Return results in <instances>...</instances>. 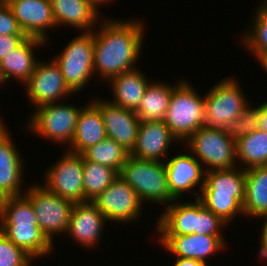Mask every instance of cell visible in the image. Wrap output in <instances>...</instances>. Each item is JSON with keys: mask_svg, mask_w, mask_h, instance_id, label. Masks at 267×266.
Segmentation results:
<instances>
[{"mask_svg": "<svg viewBox=\"0 0 267 266\" xmlns=\"http://www.w3.org/2000/svg\"><path fill=\"white\" fill-rule=\"evenodd\" d=\"M94 30V75L110 80L123 72L137 68L144 41L141 20L104 19Z\"/></svg>", "mask_w": 267, "mask_h": 266, "instance_id": "cell-1", "label": "cell"}, {"mask_svg": "<svg viewBox=\"0 0 267 266\" xmlns=\"http://www.w3.org/2000/svg\"><path fill=\"white\" fill-rule=\"evenodd\" d=\"M245 169H220L205 171L204 185L198 193L193 191L195 199L227 224L240 213L244 215Z\"/></svg>", "mask_w": 267, "mask_h": 266, "instance_id": "cell-2", "label": "cell"}, {"mask_svg": "<svg viewBox=\"0 0 267 266\" xmlns=\"http://www.w3.org/2000/svg\"><path fill=\"white\" fill-rule=\"evenodd\" d=\"M205 96H200L186 80L176 82L164 119L172 135L185 141L199 128L205 126Z\"/></svg>", "mask_w": 267, "mask_h": 266, "instance_id": "cell-3", "label": "cell"}, {"mask_svg": "<svg viewBox=\"0 0 267 266\" xmlns=\"http://www.w3.org/2000/svg\"><path fill=\"white\" fill-rule=\"evenodd\" d=\"M119 177L135 190L142 203L148 201L167 207L175 200L168 188L164 161L140 160L129 156L119 171Z\"/></svg>", "mask_w": 267, "mask_h": 266, "instance_id": "cell-4", "label": "cell"}, {"mask_svg": "<svg viewBox=\"0 0 267 266\" xmlns=\"http://www.w3.org/2000/svg\"><path fill=\"white\" fill-rule=\"evenodd\" d=\"M207 170L232 169L237 167L236 140L222 128L202 126L183 144Z\"/></svg>", "mask_w": 267, "mask_h": 266, "instance_id": "cell-5", "label": "cell"}, {"mask_svg": "<svg viewBox=\"0 0 267 266\" xmlns=\"http://www.w3.org/2000/svg\"><path fill=\"white\" fill-rule=\"evenodd\" d=\"M81 108L60 102L42 105L35 108L26 128L41 138L69 146L75 134Z\"/></svg>", "mask_w": 267, "mask_h": 266, "instance_id": "cell-6", "label": "cell"}, {"mask_svg": "<svg viewBox=\"0 0 267 266\" xmlns=\"http://www.w3.org/2000/svg\"><path fill=\"white\" fill-rule=\"evenodd\" d=\"M53 60L69 88L74 93L83 90L94 74V30L81 32Z\"/></svg>", "mask_w": 267, "mask_h": 266, "instance_id": "cell-7", "label": "cell"}, {"mask_svg": "<svg viewBox=\"0 0 267 266\" xmlns=\"http://www.w3.org/2000/svg\"><path fill=\"white\" fill-rule=\"evenodd\" d=\"M26 190L24 195L34 207L40 230L53 244L55 234L66 233L75 203L51 192L43 184L32 183Z\"/></svg>", "mask_w": 267, "mask_h": 266, "instance_id": "cell-8", "label": "cell"}, {"mask_svg": "<svg viewBox=\"0 0 267 266\" xmlns=\"http://www.w3.org/2000/svg\"><path fill=\"white\" fill-rule=\"evenodd\" d=\"M229 77L219 81L205 95V126L224 128L228 122L240 116L250 103L243 94L239 82Z\"/></svg>", "mask_w": 267, "mask_h": 266, "instance_id": "cell-9", "label": "cell"}, {"mask_svg": "<svg viewBox=\"0 0 267 266\" xmlns=\"http://www.w3.org/2000/svg\"><path fill=\"white\" fill-rule=\"evenodd\" d=\"M56 164L47 167L44 186L74 203L86 202L83 188V156L66 150Z\"/></svg>", "mask_w": 267, "mask_h": 266, "instance_id": "cell-10", "label": "cell"}, {"mask_svg": "<svg viewBox=\"0 0 267 266\" xmlns=\"http://www.w3.org/2000/svg\"><path fill=\"white\" fill-rule=\"evenodd\" d=\"M31 105L38 108L45 104L57 103L74 94L64 80L60 67L52 59L49 62L38 61L34 72L24 84Z\"/></svg>", "mask_w": 267, "mask_h": 266, "instance_id": "cell-11", "label": "cell"}, {"mask_svg": "<svg viewBox=\"0 0 267 266\" xmlns=\"http://www.w3.org/2000/svg\"><path fill=\"white\" fill-rule=\"evenodd\" d=\"M92 202L108 221L116 223L136 221L144 205L135 190L119 176Z\"/></svg>", "mask_w": 267, "mask_h": 266, "instance_id": "cell-12", "label": "cell"}, {"mask_svg": "<svg viewBox=\"0 0 267 266\" xmlns=\"http://www.w3.org/2000/svg\"><path fill=\"white\" fill-rule=\"evenodd\" d=\"M92 102L101 113L107 137L114 139L131 153L137 142V132L141 122L136 112L114 105L106 99L98 98Z\"/></svg>", "mask_w": 267, "mask_h": 266, "instance_id": "cell-13", "label": "cell"}, {"mask_svg": "<svg viewBox=\"0 0 267 266\" xmlns=\"http://www.w3.org/2000/svg\"><path fill=\"white\" fill-rule=\"evenodd\" d=\"M10 136L0 120V199L24 194V161Z\"/></svg>", "mask_w": 267, "mask_h": 266, "instance_id": "cell-14", "label": "cell"}, {"mask_svg": "<svg viewBox=\"0 0 267 266\" xmlns=\"http://www.w3.org/2000/svg\"><path fill=\"white\" fill-rule=\"evenodd\" d=\"M106 222V217L92 201L75 203L66 234L81 247L91 249L101 240Z\"/></svg>", "mask_w": 267, "mask_h": 266, "instance_id": "cell-15", "label": "cell"}, {"mask_svg": "<svg viewBox=\"0 0 267 266\" xmlns=\"http://www.w3.org/2000/svg\"><path fill=\"white\" fill-rule=\"evenodd\" d=\"M7 4L27 37L47 42V30L56 27L50 0H10Z\"/></svg>", "mask_w": 267, "mask_h": 266, "instance_id": "cell-16", "label": "cell"}, {"mask_svg": "<svg viewBox=\"0 0 267 266\" xmlns=\"http://www.w3.org/2000/svg\"><path fill=\"white\" fill-rule=\"evenodd\" d=\"M178 140L162 121L141 120L137 132V142L130 156L140 160L163 161L168 158V150Z\"/></svg>", "mask_w": 267, "mask_h": 266, "instance_id": "cell-17", "label": "cell"}, {"mask_svg": "<svg viewBox=\"0 0 267 266\" xmlns=\"http://www.w3.org/2000/svg\"><path fill=\"white\" fill-rule=\"evenodd\" d=\"M165 160L168 188L175 199L183 197L188 191L193 193L195 187H199L201 191L205 180V168L192 154L181 153Z\"/></svg>", "mask_w": 267, "mask_h": 266, "instance_id": "cell-18", "label": "cell"}, {"mask_svg": "<svg viewBox=\"0 0 267 266\" xmlns=\"http://www.w3.org/2000/svg\"><path fill=\"white\" fill-rule=\"evenodd\" d=\"M163 249L175 257L190 258L206 262L207 257L225 249L223 235H159Z\"/></svg>", "mask_w": 267, "mask_h": 266, "instance_id": "cell-19", "label": "cell"}, {"mask_svg": "<svg viewBox=\"0 0 267 266\" xmlns=\"http://www.w3.org/2000/svg\"><path fill=\"white\" fill-rule=\"evenodd\" d=\"M46 43V41L39 38L27 37L18 47L10 51L0 61V75L5 84L11 77L25 84L39 61V58L37 59L33 54L34 48L44 46Z\"/></svg>", "mask_w": 267, "mask_h": 266, "instance_id": "cell-20", "label": "cell"}, {"mask_svg": "<svg viewBox=\"0 0 267 266\" xmlns=\"http://www.w3.org/2000/svg\"><path fill=\"white\" fill-rule=\"evenodd\" d=\"M105 138L107 133L101 113L92 101H88L79 112L75 134L67 150L82 154Z\"/></svg>", "mask_w": 267, "mask_h": 266, "instance_id": "cell-21", "label": "cell"}, {"mask_svg": "<svg viewBox=\"0 0 267 266\" xmlns=\"http://www.w3.org/2000/svg\"><path fill=\"white\" fill-rule=\"evenodd\" d=\"M56 26L70 25L83 32L93 31L99 12L88 0H50Z\"/></svg>", "mask_w": 267, "mask_h": 266, "instance_id": "cell-22", "label": "cell"}, {"mask_svg": "<svg viewBox=\"0 0 267 266\" xmlns=\"http://www.w3.org/2000/svg\"><path fill=\"white\" fill-rule=\"evenodd\" d=\"M175 199L171 204L165 207L156 221L155 228L159 235H187L195 231L197 217V199L196 202H181Z\"/></svg>", "mask_w": 267, "mask_h": 266, "instance_id": "cell-23", "label": "cell"}, {"mask_svg": "<svg viewBox=\"0 0 267 266\" xmlns=\"http://www.w3.org/2000/svg\"><path fill=\"white\" fill-rule=\"evenodd\" d=\"M113 90V100L110 102L114 105L135 110L144 96V92L150 81L138 68L123 72L114 76L109 81Z\"/></svg>", "mask_w": 267, "mask_h": 266, "instance_id": "cell-24", "label": "cell"}, {"mask_svg": "<svg viewBox=\"0 0 267 266\" xmlns=\"http://www.w3.org/2000/svg\"><path fill=\"white\" fill-rule=\"evenodd\" d=\"M245 173L244 215L267 217V165L247 168Z\"/></svg>", "mask_w": 267, "mask_h": 266, "instance_id": "cell-25", "label": "cell"}, {"mask_svg": "<svg viewBox=\"0 0 267 266\" xmlns=\"http://www.w3.org/2000/svg\"><path fill=\"white\" fill-rule=\"evenodd\" d=\"M175 86L157 80L150 82L139 106L134 110L138 117L148 121L164 120Z\"/></svg>", "mask_w": 267, "mask_h": 266, "instance_id": "cell-26", "label": "cell"}, {"mask_svg": "<svg viewBox=\"0 0 267 266\" xmlns=\"http://www.w3.org/2000/svg\"><path fill=\"white\" fill-rule=\"evenodd\" d=\"M0 232L33 259L47 256L55 248L42 233L40 227L0 226Z\"/></svg>", "mask_w": 267, "mask_h": 266, "instance_id": "cell-27", "label": "cell"}, {"mask_svg": "<svg viewBox=\"0 0 267 266\" xmlns=\"http://www.w3.org/2000/svg\"><path fill=\"white\" fill-rule=\"evenodd\" d=\"M0 226L39 227L34 207L24 194L0 199Z\"/></svg>", "mask_w": 267, "mask_h": 266, "instance_id": "cell-28", "label": "cell"}, {"mask_svg": "<svg viewBox=\"0 0 267 266\" xmlns=\"http://www.w3.org/2000/svg\"><path fill=\"white\" fill-rule=\"evenodd\" d=\"M236 156L244 169L267 165V132L257 129L237 139Z\"/></svg>", "mask_w": 267, "mask_h": 266, "instance_id": "cell-29", "label": "cell"}, {"mask_svg": "<svg viewBox=\"0 0 267 266\" xmlns=\"http://www.w3.org/2000/svg\"><path fill=\"white\" fill-rule=\"evenodd\" d=\"M119 176V173L99 163L86 160L83 157V188L84 197L92 201L105 191L109 185Z\"/></svg>", "mask_w": 267, "mask_h": 266, "instance_id": "cell-30", "label": "cell"}, {"mask_svg": "<svg viewBox=\"0 0 267 266\" xmlns=\"http://www.w3.org/2000/svg\"><path fill=\"white\" fill-rule=\"evenodd\" d=\"M81 155L86 160L106 165L119 173L121 167L130 156V153L114 139L107 137L103 141L86 149Z\"/></svg>", "mask_w": 267, "mask_h": 266, "instance_id": "cell-31", "label": "cell"}, {"mask_svg": "<svg viewBox=\"0 0 267 266\" xmlns=\"http://www.w3.org/2000/svg\"><path fill=\"white\" fill-rule=\"evenodd\" d=\"M255 11L251 28L242 35L244 48L248 49L260 61L267 56V11L258 7Z\"/></svg>", "mask_w": 267, "mask_h": 266, "instance_id": "cell-32", "label": "cell"}, {"mask_svg": "<svg viewBox=\"0 0 267 266\" xmlns=\"http://www.w3.org/2000/svg\"><path fill=\"white\" fill-rule=\"evenodd\" d=\"M261 117V105L257 107L247 106L240 116L231 122H228L223 128L225 133L232 139L237 140L250 132L259 129Z\"/></svg>", "mask_w": 267, "mask_h": 266, "instance_id": "cell-33", "label": "cell"}, {"mask_svg": "<svg viewBox=\"0 0 267 266\" xmlns=\"http://www.w3.org/2000/svg\"><path fill=\"white\" fill-rule=\"evenodd\" d=\"M227 226L219 216L213 214L197 198V217L194 234L199 235H223L222 227Z\"/></svg>", "mask_w": 267, "mask_h": 266, "instance_id": "cell-34", "label": "cell"}, {"mask_svg": "<svg viewBox=\"0 0 267 266\" xmlns=\"http://www.w3.org/2000/svg\"><path fill=\"white\" fill-rule=\"evenodd\" d=\"M34 260L0 232V266H31Z\"/></svg>", "mask_w": 267, "mask_h": 266, "instance_id": "cell-35", "label": "cell"}, {"mask_svg": "<svg viewBox=\"0 0 267 266\" xmlns=\"http://www.w3.org/2000/svg\"><path fill=\"white\" fill-rule=\"evenodd\" d=\"M0 35H25L7 3H0Z\"/></svg>", "mask_w": 267, "mask_h": 266, "instance_id": "cell-36", "label": "cell"}, {"mask_svg": "<svg viewBox=\"0 0 267 266\" xmlns=\"http://www.w3.org/2000/svg\"><path fill=\"white\" fill-rule=\"evenodd\" d=\"M26 38V35H0V61Z\"/></svg>", "mask_w": 267, "mask_h": 266, "instance_id": "cell-37", "label": "cell"}, {"mask_svg": "<svg viewBox=\"0 0 267 266\" xmlns=\"http://www.w3.org/2000/svg\"><path fill=\"white\" fill-rule=\"evenodd\" d=\"M265 219L263 225L261 227V234H260V248L258 256L267 260V217H263Z\"/></svg>", "mask_w": 267, "mask_h": 266, "instance_id": "cell-38", "label": "cell"}, {"mask_svg": "<svg viewBox=\"0 0 267 266\" xmlns=\"http://www.w3.org/2000/svg\"><path fill=\"white\" fill-rule=\"evenodd\" d=\"M173 266H208L207 262L196 260V259H190V258H182V257H176Z\"/></svg>", "mask_w": 267, "mask_h": 266, "instance_id": "cell-39", "label": "cell"}, {"mask_svg": "<svg viewBox=\"0 0 267 266\" xmlns=\"http://www.w3.org/2000/svg\"><path fill=\"white\" fill-rule=\"evenodd\" d=\"M259 123V129L267 132V102L261 104V117Z\"/></svg>", "mask_w": 267, "mask_h": 266, "instance_id": "cell-40", "label": "cell"}, {"mask_svg": "<svg viewBox=\"0 0 267 266\" xmlns=\"http://www.w3.org/2000/svg\"><path fill=\"white\" fill-rule=\"evenodd\" d=\"M114 0H88V2L94 7V9L99 12L100 10H98V8L102 5V4H106L109 2H112ZM99 6V7H98Z\"/></svg>", "mask_w": 267, "mask_h": 266, "instance_id": "cell-41", "label": "cell"}, {"mask_svg": "<svg viewBox=\"0 0 267 266\" xmlns=\"http://www.w3.org/2000/svg\"><path fill=\"white\" fill-rule=\"evenodd\" d=\"M259 62L260 65L265 69V72L267 73V56H264Z\"/></svg>", "mask_w": 267, "mask_h": 266, "instance_id": "cell-42", "label": "cell"}, {"mask_svg": "<svg viewBox=\"0 0 267 266\" xmlns=\"http://www.w3.org/2000/svg\"><path fill=\"white\" fill-rule=\"evenodd\" d=\"M259 7L265 11H267V0H263V3L259 5Z\"/></svg>", "mask_w": 267, "mask_h": 266, "instance_id": "cell-43", "label": "cell"}, {"mask_svg": "<svg viewBox=\"0 0 267 266\" xmlns=\"http://www.w3.org/2000/svg\"><path fill=\"white\" fill-rule=\"evenodd\" d=\"M2 83H5L0 75V85H2ZM0 120H2V118H0Z\"/></svg>", "mask_w": 267, "mask_h": 266, "instance_id": "cell-44", "label": "cell"}, {"mask_svg": "<svg viewBox=\"0 0 267 266\" xmlns=\"http://www.w3.org/2000/svg\"><path fill=\"white\" fill-rule=\"evenodd\" d=\"M10 0H0V3H7L9 2Z\"/></svg>", "mask_w": 267, "mask_h": 266, "instance_id": "cell-45", "label": "cell"}]
</instances>
